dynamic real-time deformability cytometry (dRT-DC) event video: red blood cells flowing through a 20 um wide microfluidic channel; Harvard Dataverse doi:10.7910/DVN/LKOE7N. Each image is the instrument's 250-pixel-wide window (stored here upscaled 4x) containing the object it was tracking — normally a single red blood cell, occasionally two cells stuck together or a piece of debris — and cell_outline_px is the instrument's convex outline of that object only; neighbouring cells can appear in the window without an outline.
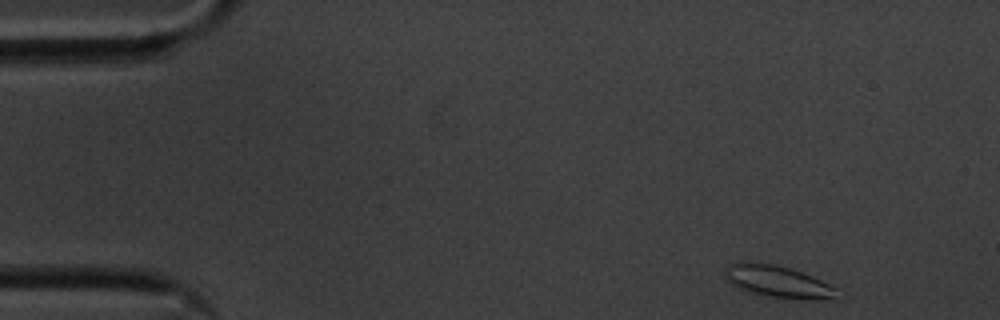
{"species": "common noctule bat (a hibernating species)", "species_latin": "Nyctalus noctula", "temperature_condition": "cold", "stored_images_in_passage": 52, "camera_frame_rate_fps": 3000, "um_per_image_px": 0.085, "animal": {"sex": "male", "body_mass_g": 20.1, "forearm_length_mm": 53.5}, "frame": {"image": 1, "passage_image": 1, "time_ms": 0.0, "image_size_px": [1000, 320], "cell_outline_px": [[840, 288], [832, 296], [768, 296], [752, 292], [740, 288], [732, 284], [724, 276], [724, 272], [728, 264], [740, 260], [772, 264], [788, 268], [812, 276]], "centroid_in_image_um": [65.95, 23.83], "position_along_channel_um": 19.1, "area_um2": 19.59}}
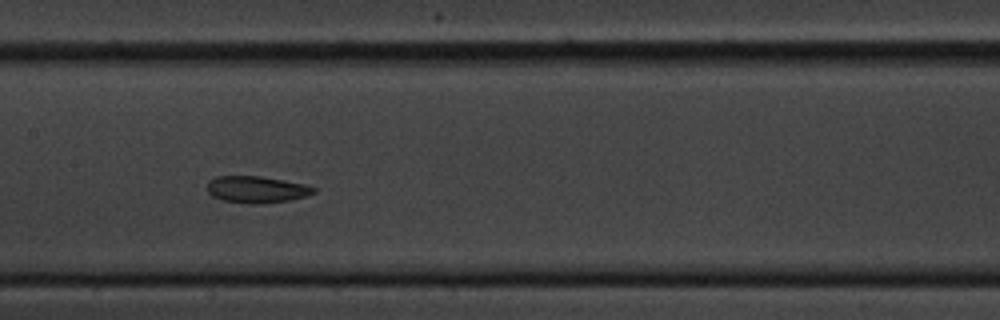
{"frame": {"image": 2, "passage_image": 23, "time_ms": 7.333, "image_size_px": [1000, 320], "cell_outline_px": [[316, 192], [308, 196], [288, 200], [256, 204], [252, 204], [224, 200], [212, 196], [208, 192], [208, 180], [216, 176], [260, 176], [304, 184], [316, 188]], "centroid_in_image_um": [21.81, 16.1], "position_along_channel_um": 185.6, "area_um2": 16.47}}
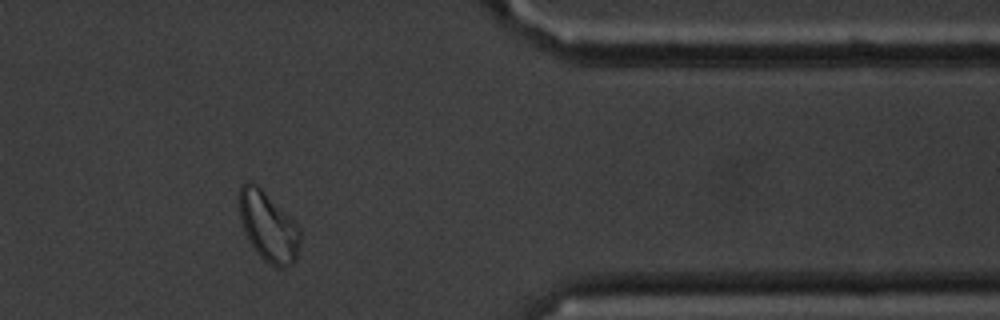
{"frame": {"image": 3, "passage_image": 42, "time_ms": 13.667, "image_size_px": [1000, 320], "cell_outline_px": [[300, 244], [296, 260], [292, 264], [284, 268], [276, 268], [264, 260], [260, 256], [244, 232], [240, 220], [240, 184], [252, 180], [300, 228]], "centroid_in_image_um": [22.81, 19.29], "position_along_channel_um": 388.6, "area_um2": 24.28}, "authors_computed_cell_mechanics": {"area_um2": 18.1781, "velocity_mm_per_s": 3.5135, "shape_relaxation_time_tau1_ms": null, "shape_relaxation_time_tau2_ms": 2.491, "deformation_change_tau1": null, "deformation_change_tau2": 0.0548}}